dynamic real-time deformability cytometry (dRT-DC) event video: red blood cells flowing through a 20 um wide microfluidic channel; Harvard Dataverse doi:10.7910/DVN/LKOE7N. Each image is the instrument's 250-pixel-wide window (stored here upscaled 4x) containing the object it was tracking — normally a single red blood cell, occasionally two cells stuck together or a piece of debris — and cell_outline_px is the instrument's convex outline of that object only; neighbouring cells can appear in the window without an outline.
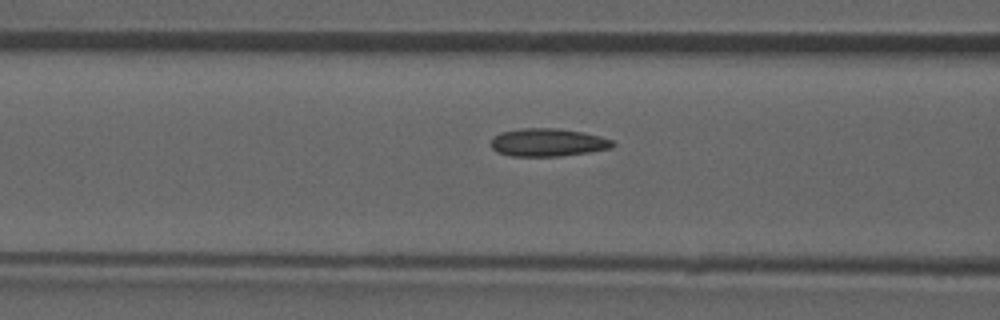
{"species": "common noctule bat (a hibernating species)", "species_latin": "Nyctalus noctula", "temperature_condition": "room temperature", "stored_images_in_passage": 37, "camera_frame_rate_fps": 3000, "um_per_image_px": 0.085, "animal": {"sex": "male", "forearm_length_mm": 52.5}, "frame": {"image": 1, "passage_image": 6, "time_ms": 1.667, "image_size_px": [1000, 320], "cell_outline_px": [[616, 144], [612, 148], [588, 152], [560, 156], [512, 156], [496, 152], [488, 144], [492, 136], [500, 132], [520, 128], [556, 128], [580, 132], [600, 136], [612, 140]], "centroid_in_image_um": [46.5, 12.1], "position_along_channel_um": 120.1, "area_um2": 20.0}, "authors_computed_cell_mechanics": {"area_um2": 19.074, "velocity_mm_per_s": 3.9336, "shape_relaxation_time_tau1_ms": null, "shape_relaxation_time_tau2_ms": 2.4418, "deformation_change_tau1": null, "deformation_change_tau2": 0.0748}}